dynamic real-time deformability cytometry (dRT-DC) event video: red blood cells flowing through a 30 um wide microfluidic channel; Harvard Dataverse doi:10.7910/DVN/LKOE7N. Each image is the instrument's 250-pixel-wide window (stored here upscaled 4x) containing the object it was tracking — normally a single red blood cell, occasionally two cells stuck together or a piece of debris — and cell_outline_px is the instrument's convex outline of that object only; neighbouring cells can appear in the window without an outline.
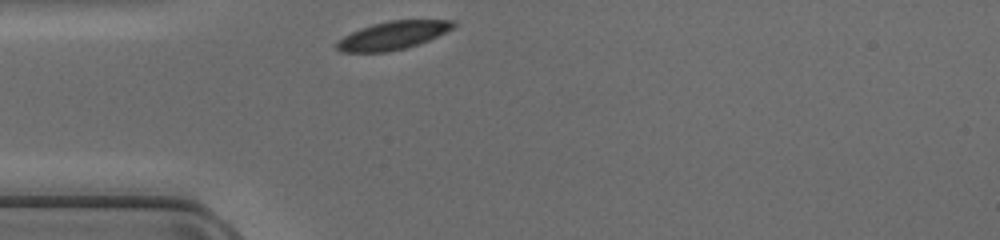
{"species": "common noctule bat (a hibernating species)", "species_latin": "Nyctalus noctula", "temperature_condition": "cold", "stored_images_in_passage": 26, "camera_frame_rate_fps": 3000, "um_per_image_px": 0.085, "animal": {"sex": "female", "body_mass_g": 17.0, "forearm_length_mm": 48.0}, "frame": {"image": 1, "passage_image": 1, "time_ms": 0.0, "image_size_px": [1000, 240], "cell_outline_px": [[456, 24], [452, 28], [428, 40], [404, 48], [388, 52], [340, 52], [336, 48], [336, 40], [360, 28], [372, 24], [388, 20], [456, 20]], "centroid_in_image_um": [33.34, 3.0], "position_along_channel_um": 51.7, "area_um2": 19.02}}
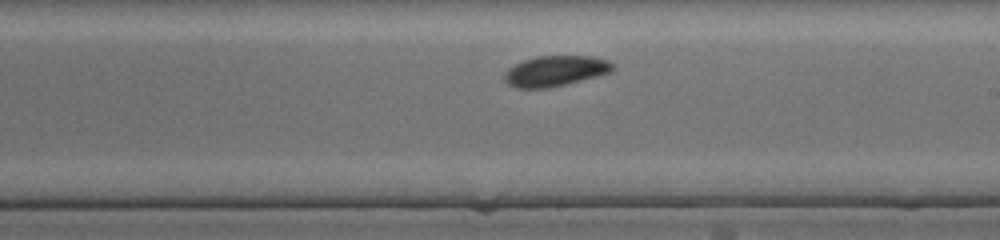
{"frame": {"image": 2, "passage_image": 15, "time_ms": 4.667, "image_size_px": [1000, 240], "cell_outline_px": [[616, 68], [608, 72], [596, 76], [548, 88], [516, 88], [508, 84], [504, 80], [504, 72], [508, 68], [524, 60], [536, 56], [592, 56], [608, 60], [616, 64]], "centroid_in_image_um": [47.2, 6.02], "position_along_channel_um": 241.8, "area_um2": 19.19}}
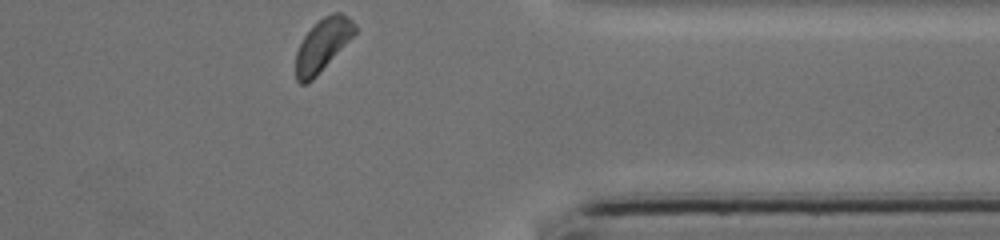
{"frame": {"image": 3, "passage_image": 26, "time_ms": 8.333, "image_size_px": [1000, 240], "cell_outline_px": [[356, 32], [316, 76], [308, 84], [300, 84], [296, 80], [296, 52], [304, 36], [324, 16], [332, 12], [340, 12], [348, 16], [352, 20], [356, 28]], "centroid_in_image_um": [27.41, 3.83], "position_along_channel_um": 384.0, "area_um2": 17.63}}